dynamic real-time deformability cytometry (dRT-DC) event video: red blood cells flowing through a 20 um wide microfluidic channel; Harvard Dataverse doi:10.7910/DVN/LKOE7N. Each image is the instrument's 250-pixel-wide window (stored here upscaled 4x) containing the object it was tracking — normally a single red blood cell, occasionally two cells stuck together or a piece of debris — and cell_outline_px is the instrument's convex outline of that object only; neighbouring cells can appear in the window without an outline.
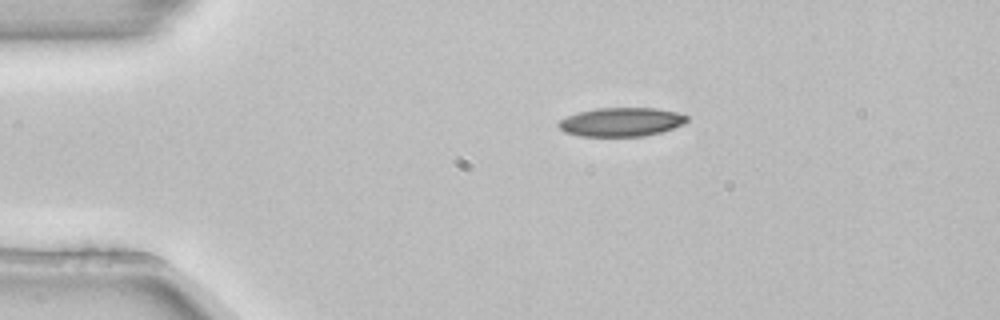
{"species": "common noctule bat (a hibernating species)", "species_latin": "Nyctalus noctula", "temperature_condition": "room temperature", "stored_images_in_passage": 2, "camera_frame_rate_fps": 3000, "um_per_image_px": 0.085, "animal": {"sex": "female", "body_mass_g": 22.7, "forearm_length_mm": 54.2}, "frame": {"image": 1, "passage_image": 1, "time_ms": 0.0, "image_size_px": [1000, 320], "cell_outline_px": [[688, 120], [684, 124], [660, 132], [644, 136], [580, 136], [564, 132], [556, 124], [560, 120], [568, 116], [580, 112], [596, 108], [656, 108], [676, 112], [688, 116]], "centroid_in_image_um": [52.81, 10.37], "position_along_channel_um": 32.2, "area_um2": 21.44}}